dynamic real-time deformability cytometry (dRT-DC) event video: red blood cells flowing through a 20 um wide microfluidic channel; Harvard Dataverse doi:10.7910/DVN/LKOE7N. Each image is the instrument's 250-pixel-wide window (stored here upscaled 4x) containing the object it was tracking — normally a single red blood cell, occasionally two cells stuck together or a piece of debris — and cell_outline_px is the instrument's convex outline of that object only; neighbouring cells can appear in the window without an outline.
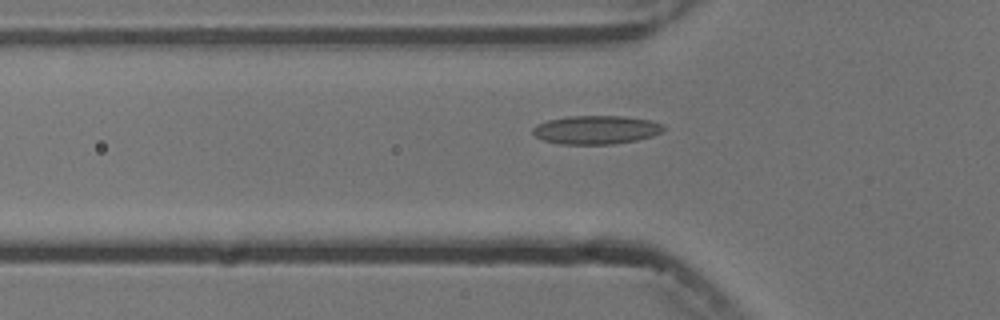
{"species": "common noctule bat (a hibernating species)", "species_latin": "Nyctalus noctula", "temperature_condition": "cold", "stored_images_in_passage": 5, "camera_frame_rate_fps": 3000, "um_per_image_px": 0.085, "animal": {"sex": "male", "body_mass_g": 13.3}, "frame": {"image": 1, "passage_image": 5, "time_ms": 4.667, "image_size_px": [1000, 320], "cell_outline_px": [[664, 128], [660, 132], [652, 136], [636, 140], [612, 144], [560, 144], [544, 140], [536, 136], [532, 132], [532, 128], [536, 124], [548, 120], [568, 116], [624, 116], [648, 120], [664, 124]], "centroid_in_image_um": [50.64, 11.03], "position_along_channel_um": 75.2, "area_um2": 21.68}}